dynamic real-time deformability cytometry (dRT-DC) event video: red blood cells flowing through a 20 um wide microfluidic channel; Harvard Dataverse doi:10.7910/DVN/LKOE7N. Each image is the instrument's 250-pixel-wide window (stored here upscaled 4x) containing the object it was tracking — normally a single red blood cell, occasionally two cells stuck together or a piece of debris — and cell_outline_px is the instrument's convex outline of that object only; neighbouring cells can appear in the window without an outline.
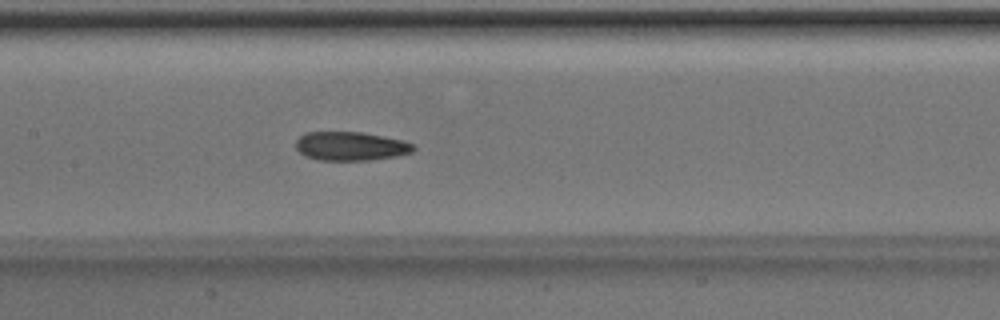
{"species": "Egyptian fruit bat (a non-hibernating species)", "species_latin": "Rousettus aegyptiacus", "temperature_condition": "room temperature", "stored_images_in_passage": 50, "camera_frame_rate_fps": 3000, "um_per_image_px": 0.085, "animal": {"sex": "male"}, "frame": {"image": 1, "passage_image": 24, "time_ms": 7.667, "image_size_px": [1000, 320], "cell_outline_px": [[416, 148], [412, 152], [396, 156], [368, 160], [320, 160], [304, 156], [296, 148], [296, 140], [300, 136], [308, 132], [360, 132], [384, 136], [404, 140], [412, 144]], "centroid_in_image_um": [29.81, 12.42], "position_along_channel_um": 177.6, "area_um2": 19.71}}
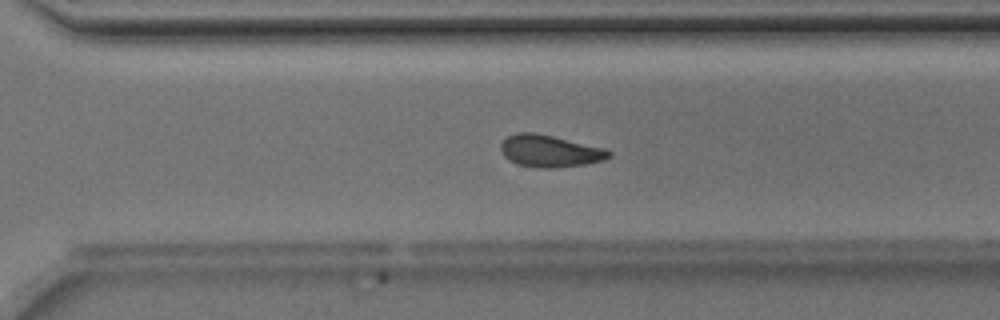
{"frame": {"image": 2, "passage_image": 35, "time_ms": 11.333, "image_size_px": [1000, 320], "cell_outline_px": [[612, 156], [604, 160], [584, 164], [556, 168], [540, 168], [516, 164], [508, 160], [504, 156], [500, 148], [500, 144], [508, 136], [516, 132], [536, 132], [608, 148], [612, 152]], "centroid_in_image_um": [46.76, 12.83], "position_along_channel_um": 323.8, "area_um2": 20.58}}
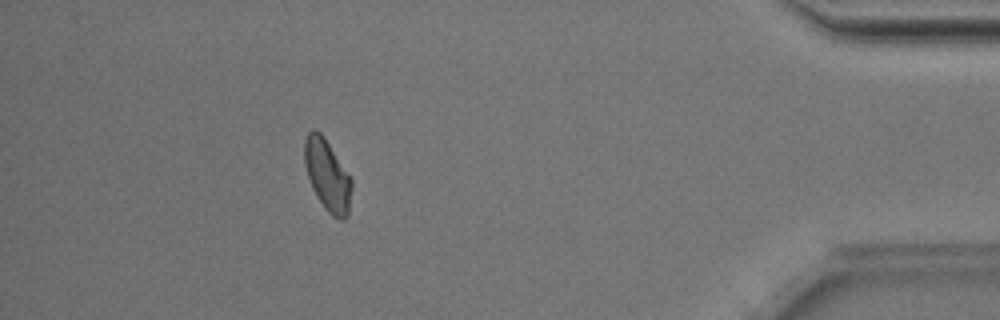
{"frame": {"image": 3, "passage_image": 45, "time_ms": 14.667, "image_size_px": [1000, 320], "cell_outline_px": [[352, 188], [348, 216], [344, 220], [340, 220], [332, 216], [324, 208], [316, 196], [312, 188], [304, 164], [304, 140], [308, 132], [312, 128], [316, 128], [324, 136], [352, 180]], "centroid_in_image_um": [27.82, 14.9], "position_along_channel_um": 407.4, "area_um2": 19.77}, "authors_computed_cell_mechanics": {"area_um2": 20.23, "velocity_mm_per_s": 3.9956, "shape_relaxation_time_tau1_ms": 10.1746, "shape_relaxation_time_tau2_ms": 4.6371, "deformation_change_tau1": 0.184, "deformation_change_tau2": 0.1116}}